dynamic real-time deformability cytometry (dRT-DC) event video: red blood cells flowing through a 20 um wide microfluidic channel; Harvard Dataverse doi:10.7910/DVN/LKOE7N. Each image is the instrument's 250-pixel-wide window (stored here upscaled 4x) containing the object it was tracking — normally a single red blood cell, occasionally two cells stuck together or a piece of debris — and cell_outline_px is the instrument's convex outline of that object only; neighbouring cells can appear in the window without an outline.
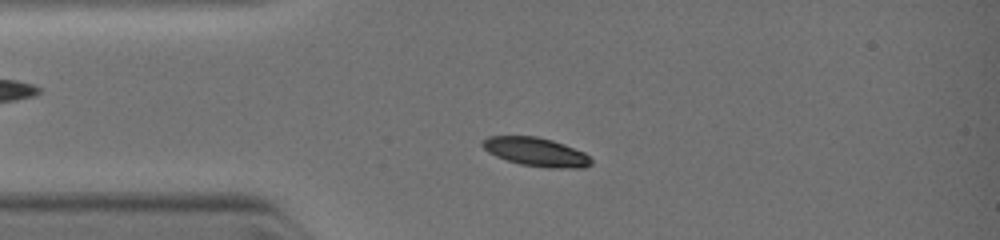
{"species": "common noctule bat (a hibernating species)", "species_latin": "Nyctalus noctula", "temperature_condition": "warm", "stored_images_in_passage": 11, "camera_frame_rate_fps": 3000, "um_per_image_px": 0.085, "animal": {"sex": "female", "body_mass_g": 19.0, "forearm_length_mm": 51.5}, "frame": {"image": 1, "passage_image": 3, "time_ms": 1.333, "image_size_px": [1000, 240], "cell_outline_px": [[592, 164], [584, 168], [548, 168], [520, 164], [496, 156], [488, 152], [480, 144], [480, 140], [488, 136], [536, 136], [552, 140], [564, 144], [584, 152], [592, 160]], "centroid_in_image_um": [45.55, 12.91], "position_along_channel_um": 39.4, "area_um2": 18.26}}
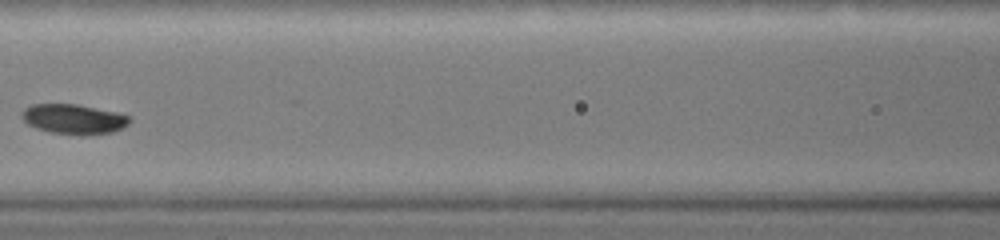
{"frame": {"image": 2, "passage_image": 8, "time_ms": 4.0, "image_size_px": [1000, 240], "cell_outline_px": [[132, 120], [128, 124], [112, 132], [88, 136], [48, 132], [36, 128], [28, 124], [20, 116], [20, 112], [24, 108], [32, 104], [76, 104], [116, 112], [128, 116]], "centroid_in_image_um": [6.23, 10.13], "position_along_channel_um": 160.4, "area_um2": 18.9}}
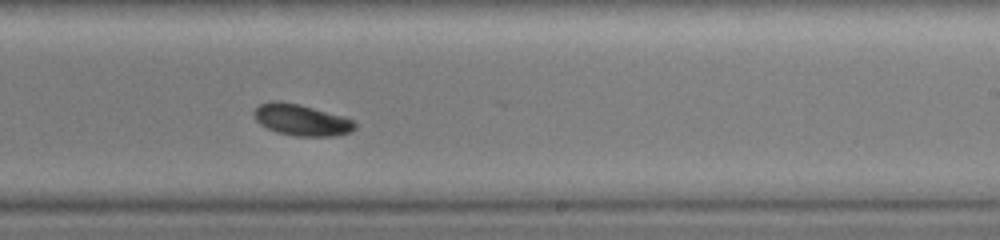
{"frame": {"image": 3, "passage_image": 11, "time_ms": 6.0, "image_size_px": [1000, 240], "cell_outline_px": [[356, 128], [352, 132], [336, 136], [296, 136], [276, 132], [260, 124], [256, 120], [252, 112], [260, 104], [268, 100], [280, 100], [300, 104], [344, 116], [352, 120], [356, 124]], "centroid_in_image_um": [25.62, 10.18], "position_along_channel_um": 263.4, "area_um2": 18.73}}